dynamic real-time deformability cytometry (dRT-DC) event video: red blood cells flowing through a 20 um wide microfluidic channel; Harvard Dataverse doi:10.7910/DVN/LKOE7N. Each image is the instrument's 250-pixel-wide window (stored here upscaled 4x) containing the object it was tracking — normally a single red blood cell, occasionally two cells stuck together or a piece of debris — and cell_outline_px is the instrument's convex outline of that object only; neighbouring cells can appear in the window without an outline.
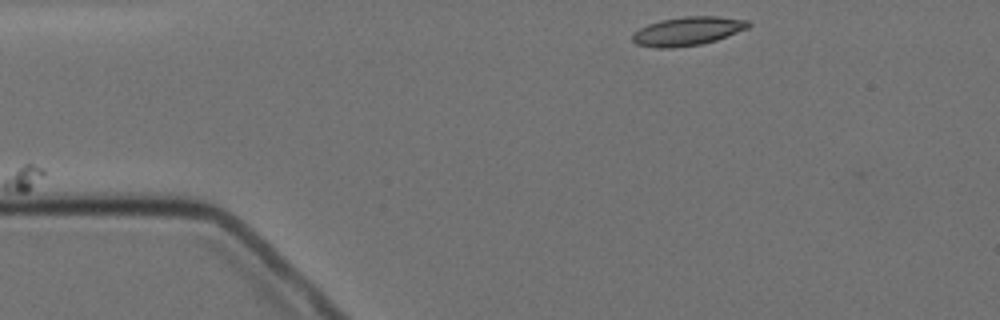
{"species": "Egyptian fruit bat (a non-hibernating species)", "species_latin": "Rousettus aegyptiacus", "temperature_condition": "cold", "stored_images_in_passage": 2, "camera_frame_rate_fps": 3000, "um_per_image_px": 0.085, "animal": {"sex": "female"}, "frame": {"image": 1, "passage_image": 2, "time_ms": 1.333, "image_size_px": [1000, 320], "cell_outline_px": [[752, 24], [748, 28], [716, 40], [700, 44], [672, 48], [656, 48], [636, 44], [632, 40], [632, 36], [640, 28], [648, 24], [660, 20], [684, 16], [716, 16], [748, 20]], "centroid_in_image_um": [58.45, 2.64], "position_along_channel_um": 26.5, "area_um2": 19.31}}